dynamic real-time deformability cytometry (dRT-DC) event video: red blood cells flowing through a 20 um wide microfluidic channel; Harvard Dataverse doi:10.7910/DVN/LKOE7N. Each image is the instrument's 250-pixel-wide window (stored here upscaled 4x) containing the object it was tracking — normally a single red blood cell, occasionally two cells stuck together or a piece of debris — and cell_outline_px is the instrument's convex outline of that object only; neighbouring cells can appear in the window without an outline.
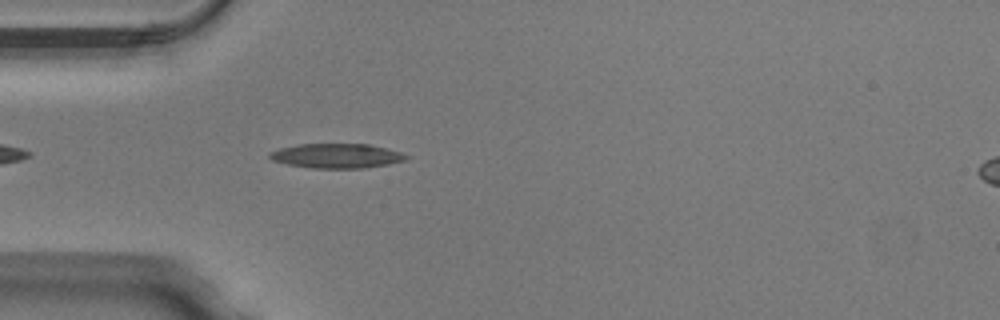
{"species": "Egyptian fruit bat (a non-hibernating species)", "species_latin": "Rousettus aegyptiacus", "temperature_condition": "warm", "stored_images_in_passage": 25, "camera_frame_rate_fps": 3000, "um_per_image_px": 0.085, "animal": {"sex": "male"}, "frame": {"image": 1, "passage_image": 4, "time_ms": 1.0, "image_size_px": [1000, 320], "cell_outline_px": [[408, 156], [404, 160], [388, 164], [364, 168], [312, 168], [288, 164], [272, 160], [268, 156], [268, 152], [280, 148], [296, 144], [368, 144], [388, 148], [400, 152]], "centroid_in_image_um": [28.58, 13.24], "position_along_channel_um": 56.4, "area_um2": 19.48}}
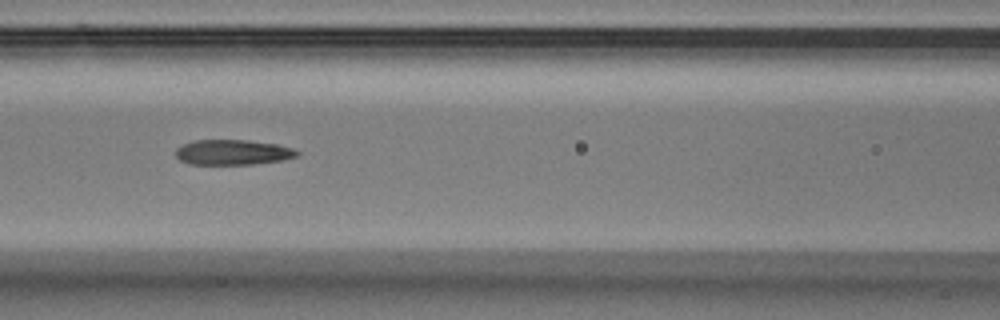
{"frame": {"image": 2, "passage_image": 11, "time_ms": 3.333, "image_size_px": [1000, 320], "cell_outline_px": [[300, 152], [296, 156], [284, 160], [252, 164], [188, 164], [180, 160], [176, 156], [176, 148], [192, 140], [248, 140], [276, 144], [292, 148]], "centroid_in_image_um": [19.77, 12.94], "position_along_channel_um": 146.8, "area_um2": 17.8}}
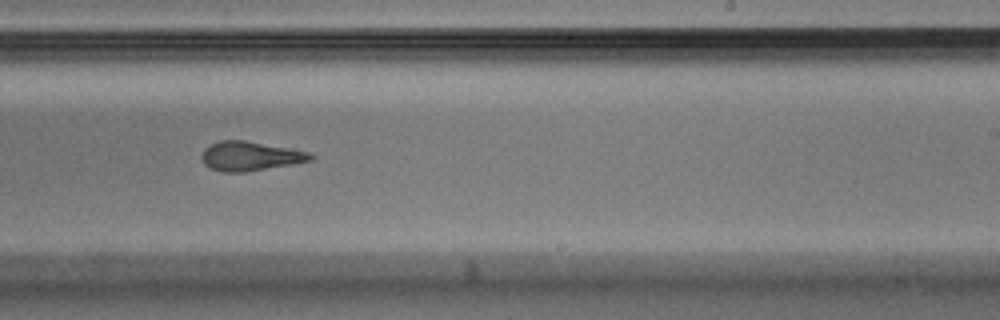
{"frame": {"image": 3, "passage_image": 20, "time_ms": 6.333, "image_size_px": [1000, 320], "cell_outline_px": [[316, 156], [312, 160], [292, 164], [244, 172], [224, 172], [212, 168], [204, 164], [200, 156], [204, 148], [220, 140], [244, 140], [292, 148], [312, 152]], "centroid_in_image_um": [21.3, 13.26], "position_along_channel_um": 267.7, "area_um2": 18.67}}